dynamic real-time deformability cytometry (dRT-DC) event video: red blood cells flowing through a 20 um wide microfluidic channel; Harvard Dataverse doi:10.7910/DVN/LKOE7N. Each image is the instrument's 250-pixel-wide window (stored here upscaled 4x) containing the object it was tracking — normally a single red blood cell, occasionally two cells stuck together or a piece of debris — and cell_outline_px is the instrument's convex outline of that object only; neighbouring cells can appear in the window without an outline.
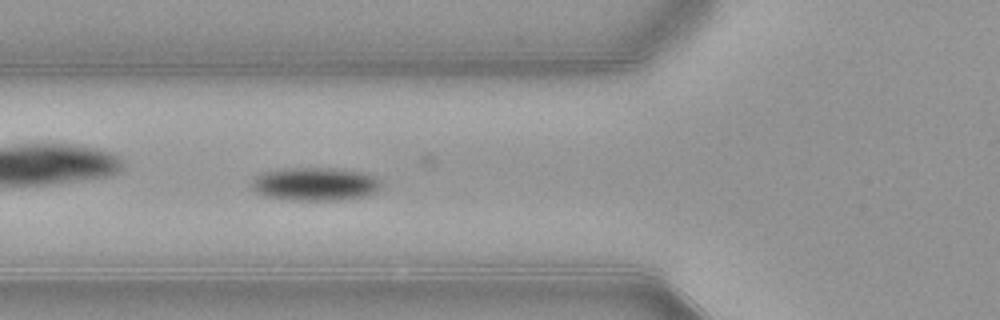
{"species": "common noctule bat (a hibernating species)", "species_latin": "Nyctalus noctula", "temperature_condition": "warm", "stored_images_in_passage": 51, "camera_frame_rate_fps": 3000, "um_per_image_px": 0.085, "animal": {"sex": "female", "body_mass_g": 21.9}, "frame": {"image": 1, "passage_image": 16, "time_ms": 5.0, "image_size_px": [1000, 320], "cell_outline_px": [[380, 188], [376, 192], [364, 196], [348, 200], [292, 200], [260, 196], [252, 188], [252, 184], [256, 176], [260, 172], [288, 168], [328, 168], [360, 172], [372, 176], [380, 184]], "centroid_in_image_um": [26.72, 15.66], "position_along_channel_um": 99.1, "area_um2": 25.03}}
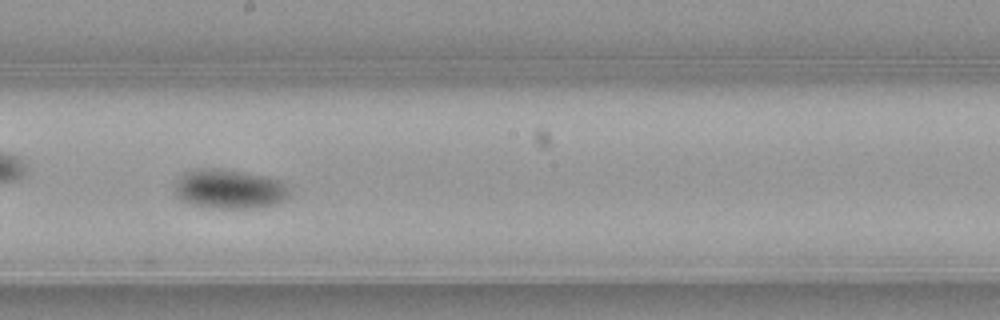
{"frame": {"image": 2, "passage_image": 26, "time_ms": 8.333, "image_size_px": [1000, 320], "cell_outline_px": [[288, 196], [280, 204], [252, 208], [216, 208], [192, 204], [180, 200], [176, 192], [176, 184], [180, 176], [184, 172], [192, 168], [216, 168], [240, 172], [280, 180], [288, 188]], "centroid_in_image_um": [19.48, 16.07], "position_along_channel_um": 228.7, "area_um2": 26.07}}
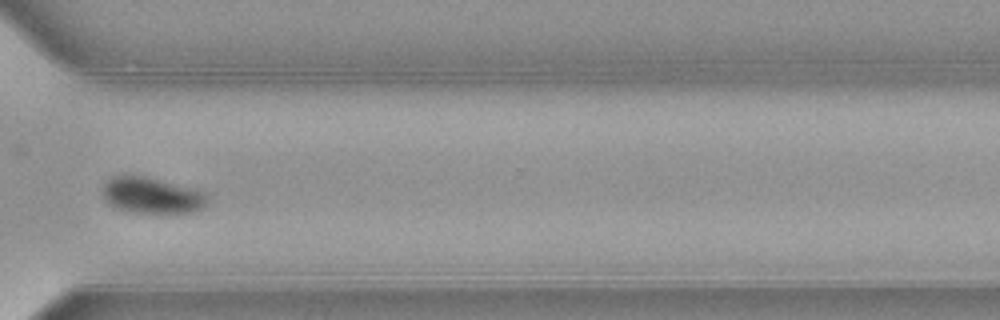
{"frame": {"image": 3, "passage_image": 36, "time_ms": 11.667, "image_size_px": [1000, 320], "cell_outline_px": [[208, 204], [204, 208], [196, 212], [168, 216], [160, 216], [128, 212], [116, 208], [100, 192], [104, 184], [112, 176], [144, 176], [204, 192], [208, 196]], "centroid_in_image_um": [12.96, 16.69], "position_along_channel_um": 357.6, "area_um2": 22.77}, "authors_computed_cell_mechanics": {"area_um2": 22.7732, "velocity_mm_per_s": 3.8704, "shape_relaxation_time_tau1_ms": 2.8442, "shape_relaxation_time_tau2_ms": null, "deformation_change_tau1": 0.133, "deformation_change_tau2": null}}